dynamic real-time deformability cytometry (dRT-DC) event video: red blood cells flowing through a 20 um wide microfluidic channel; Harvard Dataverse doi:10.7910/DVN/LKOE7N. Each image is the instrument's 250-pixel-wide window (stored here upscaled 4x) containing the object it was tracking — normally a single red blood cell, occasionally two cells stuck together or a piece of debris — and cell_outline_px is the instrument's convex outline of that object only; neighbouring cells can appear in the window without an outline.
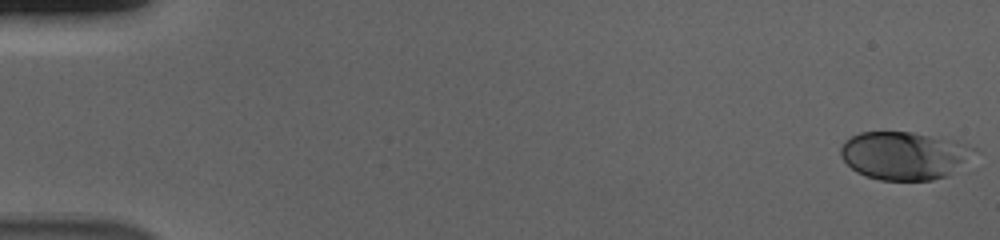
{"species": "human", "species_latin": "Homo sapiens", "temperature_condition": "cold", "stored_images_in_passage": 56, "camera_frame_rate_fps": 3000, "um_per_image_px": 0.085, "donor": {"sex": "male"}, "frame": {"image": 1, "passage_image": 1, "time_ms": 0.0, "image_size_px": [1000, 240], "cell_outline_px": [[980, 152], [948, 176], [932, 180], [880, 180], [864, 176], [856, 172], [840, 156], [840, 148], [844, 140], [860, 132], [912, 132], [956, 140], [968, 144], [976, 148]], "centroid_in_image_um": [76.91, 13.22], "position_along_channel_um": 8.1, "area_um2": 37.92}}
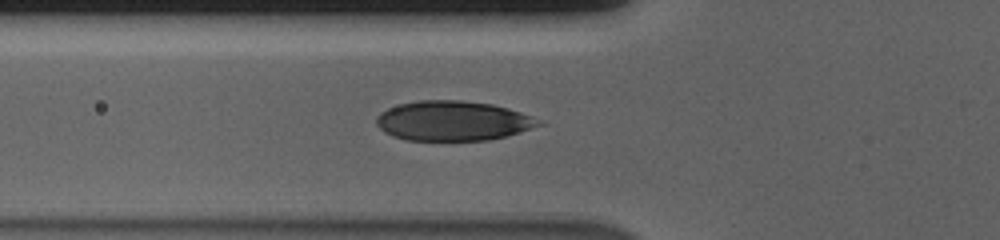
{"frame": {"image": 2, "passage_image": 21, "time_ms": 6.667, "image_size_px": [1000, 240], "cell_outline_px": [[548, 124], [508, 136], [488, 140], [404, 140], [392, 136], [384, 132], [376, 124], [376, 116], [380, 112], [388, 108], [400, 104], [420, 100], [460, 100], [492, 104], [508, 108], [544, 120]], "centroid_in_image_um": [38.56, 10.28], "position_along_channel_um": 87.2, "area_um2": 38.09}}
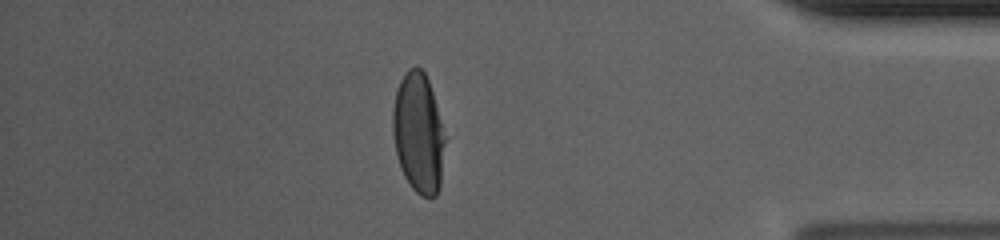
{"frame": {"image": 3, "passage_image": 49, "time_ms": 16.0, "image_size_px": [1000, 240], "cell_outline_px": [[444, 144], [440, 184], [436, 196], [420, 196], [412, 188], [404, 176], [400, 168], [396, 152], [392, 132], [392, 108], [396, 92], [400, 80], [408, 68], [416, 64], [424, 72], [428, 80], [432, 92], [444, 140]], "centroid_in_image_um": [35.52, 11.3], "position_along_channel_um": 399.7, "area_um2": 36.07}, "authors_computed_cell_mechanics": {"area_um2": 37.7723, "velocity_mm_per_s": 3.6719, "shape_relaxation_time_tau1_ms": 3.5789, "shape_relaxation_time_tau2_ms": null, "deformation_change_tau1": 0.1836, "deformation_change_tau2": null}}